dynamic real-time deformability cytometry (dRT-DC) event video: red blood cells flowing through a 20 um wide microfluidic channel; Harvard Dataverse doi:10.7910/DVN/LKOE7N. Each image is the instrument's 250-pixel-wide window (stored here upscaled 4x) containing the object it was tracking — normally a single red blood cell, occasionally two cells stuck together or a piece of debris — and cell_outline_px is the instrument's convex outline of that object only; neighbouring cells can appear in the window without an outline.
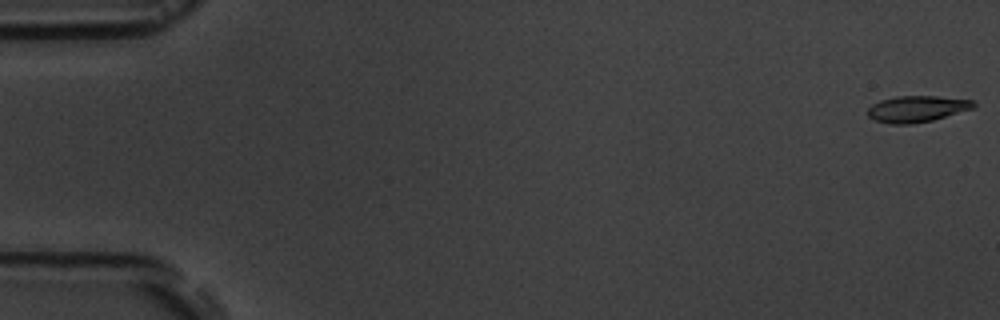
{"species": "common noctule bat (a hibernating species)", "species_latin": "Nyctalus noctula", "temperature_condition": "room temperature", "stored_images_in_passage": 10, "camera_frame_rate_fps": 3000, "um_per_image_px": 0.085, "animal": {"sex": "male", "body_mass_g": 19.5, "forearm_length_mm": 54.6}, "frame": {"image": 1, "passage_image": 1, "time_ms": 0.0, "image_size_px": [1000, 320], "cell_outline_px": [[976, 108], [932, 120], [912, 124], [892, 124], [876, 120], [868, 116], [868, 108], [872, 104], [880, 100], [896, 96], [936, 96], [972, 100], [976, 104]], "centroid_in_image_um": [77.96, 9.25], "position_along_channel_um": 7.0, "area_um2": 16.24}}
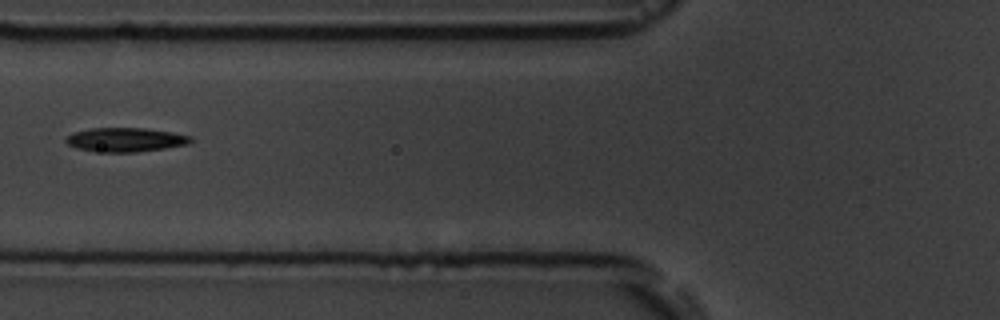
{"frame": {"image": 2, "passage_image": 7, "time_ms": 7.0, "image_size_px": [1000, 320], "cell_outline_px": [[192, 140], [188, 144], [164, 148], [136, 152], [104, 152], [76, 148], [68, 144], [64, 140], [72, 132], [92, 128], [144, 128], [172, 132], [192, 136]], "centroid_in_image_um": [10.66, 11.87], "position_along_channel_um": 115.1, "area_um2": 17.4}}
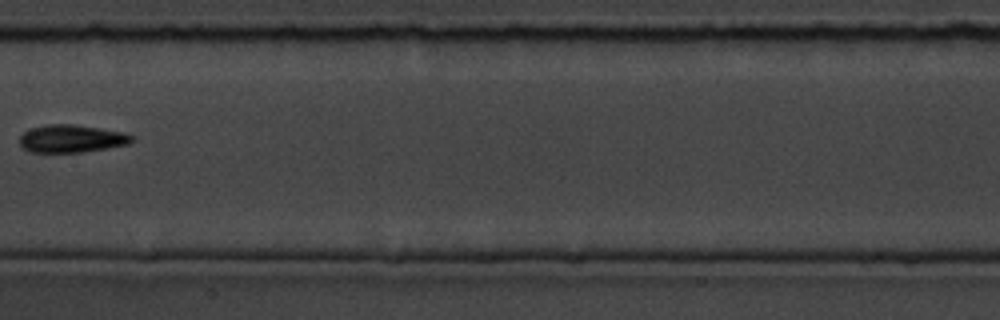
{"frame": {"image": 3, "passage_image": 9, "time_ms": 9.333, "image_size_px": [1000, 320], "cell_outline_px": [[136, 140], [128, 144], [108, 148], [80, 152], [28, 152], [20, 148], [20, 136], [24, 132], [32, 128], [48, 124], [72, 124], [100, 128], [124, 132], [136, 136]], "centroid_in_image_um": [6.1, 11.79], "position_along_channel_um": 201.3, "area_um2": 18.32}}